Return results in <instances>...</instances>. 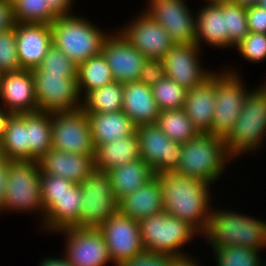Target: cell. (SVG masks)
I'll use <instances>...</instances> for the list:
<instances>
[{
	"instance_id": "38",
	"label": "cell",
	"mask_w": 266,
	"mask_h": 266,
	"mask_svg": "<svg viewBox=\"0 0 266 266\" xmlns=\"http://www.w3.org/2000/svg\"><path fill=\"white\" fill-rule=\"evenodd\" d=\"M225 30L228 31V49H234L249 33L246 8L225 2Z\"/></svg>"
},
{
	"instance_id": "23",
	"label": "cell",
	"mask_w": 266,
	"mask_h": 266,
	"mask_svg": "<svg viewBox=\"0 0 266 266\" xmlns=\"http://www.w3.org/2000/svg\"><path fill=\"white\" fill-rule=\"evenodd\" d=\"M216 104V70L202 85L187 91L183 109L200 133H208Z\"/></svg>"
},
{
	"instance_id": "11",
	"label": "cell",
	"mask_w": 266,
	"mask_h": 266,
	"mask_svg": "<svg viewBox=\"0 0 266 266\" xmlns=\"http://www.w3.org/2000/svg\"><path fill=\"white\" fill-rule=\"evenodd\" d=\"M59 234L64 238L63 253L60 254L70 265L116 266L98 228L71 227L57 231L53 235L55 237Z\"/></svg>"
},
{
	"instance_id": "41",
	"label": "cell",
	"mask_w": 266,
	"mask_h": 266,
	"mask_svg": "<svg viewBox=\"0 0 266 266\" xmlns=\"http://www.w3.org/2000/svg\"><path fill=\"white\" fill-rule=\"evenodd\" d=\"M234 50L247 62L263 63L266 61V34L249 32Z\"/></svg>"
},
{
	"instance_id": "35",
	"label": "cell",
	"mask_w": 266,
	"mask_h": 266,
	"mask_svg": "<svg viewBox=\"0 0 266 266\" xmlns=\"http://www.w3.org/2000/svg\"><path fill=\"white\" fill-rule=\"evenodd\" d=\"M211 257L216 266H263L265 256L255 250L244 246H225L222 248H209ZM263 257V258H262ZM264 260V261H263ZM215 261V262H214Z\"/></svg>"
},
{
	"instance_id": "44",
	"label": "cell",
	"mask_w": 266,
	"mask_h": 266,
	"mask_svg": "<svg viewBox=\"0 0 266 266\" xmlns=\"http://www.w3.org/2000/svg\"><path fill=\"white\" fill-rule=\"evenodd\" d=\"M173 256L144 251L139 256L123 262L120 266H169Z\"/></svg>"
},
{
	"instance_id": "32",
	"label": "cell",
	"mask_w": 266,
	"mask_h": 266,
	"mask_svg": "<svg viewBox=\"0 0 266 266\" xmlns=\"http://www.w3.org/2000/svg\"><path fill=\"white\" fill-rule=\"evenodd\" d=\"M77 81L82 98L89 91L114 82L111 69L102 53L78 65Z\"/></svg>"
},
{
	"instance_id": "8",
	"label": "cell",
	"mask_w": 266,
	"mask_h": 266,
	"mask_svg": "<svg viewBox=\"0 0 266 266\" xmlns=\"http://www.w3.org/2000/svg\"><path fill=\"white\" fill-rule=\"evenodd\" d=\"M243 75L233 64L216 69V104L210 135L225 139L239 119L244 100L252 88Z\"/></svg>"
},
{
	"instance_id": "16",
	"label": "cell",
	"mask_w": 266,
	"mask_h": 266,
	"mask_svg": "<svg viewBox=\"0 0 266 266\" xmlns=\"http://www.w3.org/2000/svg\"><path fill=\"white\" fill-rule=\"evenodd\" d=\"M140 156L154 173L175 172L182 157V143L172 141L155 123L136 128Z\"/></svg>"
},
{
	"instance_id": "45",
	"label": "cell",
	"mask_w": 266,
	"mask_h": 266,
	"mask_svg": "<svg viewBox=\"0 0 266 266\" xmlns=\"http://www.w3.org/2000/svg\"><path fill=\"white\" fill-rule=\"evenodd\" d=\"M249 32L266 34V9L259 5L246 8Z\"/></svg>"
},
{
	"instance_id": "36",
	"label": "cell",
	"mask_w": 266,
	"mask_h": 266,
	"mask_svg": "<svg viewBox=\"0 0 266 266\" xmlns=\"http://www.w3.org/2000/svg\"><path fill=\"white\" fill-rule=\"evenodd\" d=\"M16 23H43L50 25L57 15L46 0H12Z\"/></svg>"
},
{
	"instance_id": "14",
	"label": "cell",
	"mask_w": 266,
	"mask_h": 266,
	"mask_svg": "<svg viewBox=\"0 0 266 266\" xmlns=\"http://www.w3.org/2000/svg\"><path fill=\"white\" fill-rule=\"evenodd\" d=\"M142 7L161 25L174 44L195 43V10L189 0H145Z\"/></svg>"
},
{
	"instance_id": "27",
	"label": "cell",
	"mask_w": 266,
	"mask_h": 266,
	"mask_svg": "<svg viewBox=\"0 0 266 266\" xmlns=\"http://www.w3.org/2000/svg\"><path fill=\"white\" fill-rule=\"evenodd\" d=\"M94 146L109 144L136 133L134 122L122 110L108 113H87Z\"/></svg>"
},
{
	"instance_id": "7",
	"label": "cell",
	"mask_w": 266,
	"mask_h": 266,
	"mask_svg": "<svg viewBox=\"0 0 266 266\" xmlns=\"http://www.w3.org/2000/svg\"><path fill=\"white\" fill-rule=\"evenodd\" d=\"M40 177L38 161L11 160L3 203L4 215L28 213L29 216H37L40 219L38 228L39 224L41 226L45 210L41 200Z\"/></svg>"
},
{
	"instance_id": "31",
	"label": "cell",
	"mask_w": 266,
	"mask_h": 266,
	"mask_svg": "<svg viewBox=\"0 0 266 266\" xmlns=\"http://www.w3.org/2000/svg\"><path fill=\"white\" fill-rule=\"evenodd\" d=\"M0 156L12 161L28 160L26 113L11 114L0 143Z\"/></svg>"
},
{
	"instance_id": "24",
	"label": "cell",
	"mask_w": 266,
	"mask_h": 266,
	"mask_svg": "<svg viewBox=\"0 0 266 266\" xmlns=\"http://www.w3.org/2000/svg\"><path fill=\"white\" fill-rule=\"evenodd\" d=\"M82 203V191L80 185L76 184L45 212L43 222L38 230L49 236L62 229L80 227Z\"/></svg>"
},
{
	"instance_id": "12",
	"label": "cell",
	"mask_w": 266,
	"mask_h": 266,
	"mask_svg": "<svg viewBox=\"0 0 266 266\" xmlns=\"http://www.w3.org/2000/svg\"><path fill=\"white\" fill-rule=\"evenodd\" d=\"M137 12L115 29L142 55L161 60L174 43L149 13L143 8Z\"/></svg>"
},
{
	"instance_id": "48",
	"label": "cell",
	"mask_w": 266,
	"mask_h": 266,
	"mask_svg": "<svg viewBox=\"0 0 266 266\" xmlns=\"http://www.w3.org/2000/svg\"><path fill=\"white\" fill-rule=\"evenodd\" d=\"M11 160L0 156V216L3 217V203L5 200V189L7 185L8 170Z\"/></svg>"
},
{
	"instance_id": "42",
	"label": "cell",
	"mask_w": 266,
	"mask_h": 266,
	"mask_svg": "<svg viewBox=\"0 0 266 266\" xmlns=\"http://www.w3.org/2000/svg\"><path fill=\"white\" fill-rule=\"evenodd\" d=\"M22 70L18 59L15 28L0 32V72Z\"/></svg>"
},
{
	"instance_id": "9",
	"label": "cell",
	"mask_w": 266,
	"mask_h": 266,
	"mask_svg": "<svg viewBox=\"0 0 266 266\" xmlns=\"http://www.w3.org/2000/svg\"><path fill=\"white\" fill-rule=\"evenodd\" d=\"M38 111L71 112L82 108L77 74H55L32 71Z\"/></svg>"
},
{
	"instance_id": "30",
	"label": "cell",
	"mask_w": 266,
	"mask_h": 266,
	"mask_svg": "<svg viewBox=\"0 0 266 266\" xmlns=\"http://www.w3.org/2000/svg\"><path fill=\"white\" fill-rule=\"evenodd\" d=\"M52 113L36 111L26 113L28 127V160L38 161L52 149Z\"/></svg>"
},
{
	"instance_id": "28",
	"label": "cell",
	"mask_w": 266,
	"mask_h": 266,
	"mask_svg": "<svg viewBox=\"0 0 266 266\" xmlns=\"http://www.w3.org/2000/svg\"><path fill=\"white\" fill-rule=\"evenodd\" d=\"M107 173L117 201L132 194L156 176L153 168L141 158L112 168Z\"/></svg>"
},
{
	"instance_id": "47",
	"label": "cell",
	"mask_w": 266,
	"mask_h": 266,
	"mask_svg": "<svg viewBox=\"0 0 266 266\" xmlns=\"http://www.w3.org/2000/svg\"><path fill=\"white\" fill-rule=\"evenodd\" d=\"M75 1L76 0H47V3L50 9L57 16H63L78 13L75 9L78 3H76Z\"/></svg>"
},
{
	"instance_id": "15",
	"label": "cell",
	"mask_w": 266,
	"mask_h": 266,
	"mask_svg": "<svg viewBox=\"0 0 266 266\" xmlns=\"http://www.w3.org/2000/svg\"><path fill=\"white\" fill-rule=\"evenodd\" d=\"M52 148L69 153L94 154L87 113L81 108L52 114Z\"/></svg>"
},
{
	"instance_id": "52",
	"label": "cell",
	"mask_w": 266,
	"mask_h": 266,
	"mask_svg": "<svg viewBox=\"0 0 266 266\" xmlns=\"http://www.w3.org/2000/svg\"><path fill=\"white\" fill-rule=\"evenodd\" d=\"M232 2L244 8H249V7H253L254 5H258L259 0H232Z\"/></svg>"
},
{
	"instance_id": "43",
	"label": "cell",
	"mask_w": 266,
	"mask_h": 266,
	"mask_svg": "<svg viewBox=\"0 0 266 266\" xmlns=\"http://www.w3.org/2000/svg\"><path fill=\"white\" fill-rule=\"evenodd\" d=\"M165 76V71L161 60L148 59L139 76V82L153 86Z\"/></svg>"
},
{
	"instance_id": "21",
	"label": "cell",
	"mask_w": 266,
	"mask_h": 266,
	"mask_svg": "<svg viewBox=\"0 0 266 266\" xmlns=\"http://www.w3.org/2000/svg\"><path fill=\"white\" fill-rule=\"evenodd\" d=\"M196 10L195 43L200 49L228 50V31L225 30V2H202Z\"/></svg>"
},
{
	"instance_id": "25",
	"label": "cell",
	"mask_w": 266,
	"mask_h": 266,
	"mask_svg": "<svg viewBox=\"0 0 266 266\" xmlns=\"http://www.w3.org/2000/svg\"><path fill=\"white\" fill-rule=\"evenodd\" d=\"M122 111L136 127L156 123L160 110L151 86L139 81L124 83Z\"/></svg>"
},
{
	"instance_id": "54",
	"label": "cell",
	"mask_w": 266,
	"mask_h": 266,
	"mask_svg": "<svg viewBox=\"0 0 266 266\" xmlns=\"http://www.w3.org/2000/svg\"><path fill=\"white\" fill-rule=\"evenodd\" d=\"M258 5L264 9H266V0H259Z\"/></svg>"
},
{
	"instance_id": "53",
	"label": "cell",
	"mask_w": 266,
	"mask_h": 266,
	"mask_svg": "<svg viewBox=\"0 0 266 266\" xmlns=\"http://www.w3.org/2000/svg\"><path fill=\"white\" fill-rule=\"evenodd\" d=\"M206 3H222V2H232V0H202Z\"/></svg>"
},
{
	"instance_id": "37",
	"label": "cell",
	"mask_w": 266,
	"mask_h": 266,
	"mask_svg": "<svg viewBox=\"0 0 266 266\" xmlns=\"http://www.w3.org/2000/svg\"><path fill=\"white\" fill-rule=\"evenodd\" d=\"M153 97L158 109H182L187 91L173 79L164 76L152 87Z\"/></svg>"
},
{
	"instance_id": "1",
	"label": "cell",
	"mask_w": 266,
	"mask_h": 266,
	"mask_svg": "<svg viewBox=\"0 0 266 266\" xmlns=\"http://www.w3.org/2000/svg\"><path fill=\"white\" fill-rule=\"evenodd\" d=\"M157 176L162 187L164 211L186 221L203 235L208 228L214 202H217L214 186L177 172Z\"/></svg>"
},
{
	"instance_id": "26",
	"label": "cell",
	"mask_w": 266,
	"mask_h": 266,
	"mask_svg": "<svg viewBox=\"0 0 266 266\" xmlns=\"http://www.w3.org/2000/svg\"><path fill=\"white\" fill-rule=\"evenodd\" d=\"M163 210L162 187L157 175L118 201V212L138 222Z\"/></svg>"
},
{
	"instance_id": "3",
	"label": "cell",
	"mask_w": 266,
	"mask_h": 266,
	"mask_svg": "<svg viewBox=\"0 0 266 266\" xmlns=\"http://www.w3.org/2000/svg\"><path fill=\"white\" fill-rule=\"evenodd\" d=\"M259 84L247 94L239 119L224 139L226 152L235 163L256 156L266 146V80Z\"/></svg>"
},
{
	"instance_id": "4",
	"label": "cell",
	"mask_w": 266,
	"mask_h": 266,
	"mask_svg": "<svg viewBox=\"0 0 266 266\" xmlns=\"http://www.w3.org/2000/svg\"><path fill=\"white\" fill-rule=\"evenodd\" d=\"M87 16L82 13L57 16L50 24L52 44L77 65L100 54L104 39L113 30L99 26Z\"/></svg>"
},
{
	"instance_id": "22",
	"label": "cell",
	"mask_w": 266,
	"mask_h": 266,
	"mask_svg": "<svg viewBox=\"0 0 266 266\" xmlns=\"http://www.w3.org/2000/svg\"><path fill=\"white\" fill-rule=\"evenodd\" d=\"M43 174L60 176L80 184L95 169L94 154L69 153L50 149L39 160Z\"/></svg>"
},
{
	"instance_id": "10",
	"label": "cell",
	"mask_w": 266,
	"mask_h": 266,
	"mask_svg": "<svg viewBox=\"0 0 266 266\" xmlns=\"http://www.w3.org/2000/svg\"><path fill=\"white\" fill-rule=\"evenodd\" d=\"M79 185L83 198L80 227L99 228L118 212V201L106 171L94 169Z\"/></svg>"
},
{
	"instance_id": "5",
	"label": "cell",
	"mask_w": 266,
	"mask_h": 266,
	"mask_svg": "<svg viewBox=\"0 0 266 266\" xmlns=\"http://www.w3.org/2000/svg\"><path fill=\"white\" fill-rule=\"evenodd\" d=\"M233 162L226 152L224 139L199 132L192 140L183 143L181 161L175 172L215 187Z\"/></svg>"
},
{
	"instance_id": "29",
	"label": "cell",
	"mask_w": 266,
	"mask_h": 266,
	"mask_svg": "<svg viewBox=\"0 0 266 266\" xmlns=\"http://www.w3.org/2000/svg\"><path fill=\"white\" fill-rule=\"evenodd\" d=\"M141 158L137 133L120 138L109 144L95 146V169L109 171L112 168Z\"/></svg>"
},
{
	"instance_id": "51",
	"label": "cell",
	"mask_w": 266,
	"mask_h": 266,
	"mask_svg": "<svg viewBox=\"0 0 266 266\" xmlns=\"http://www.w3.org/2000/svg\"><path fill=\"white\" fill-rule=\"evenodd\" d=\"M11 116V113L8 112L1 104H0V143L2 142L4 132L6 129L7 120Z\"/></svg>"
},
{
	"instance_id": "18",
	"label": "cell",
	"mask_w": 266,
	"mask_h": 266,
	"mask_svg": "<svg viewBox=\"0 0 266 266\" xmlns=\"http://www.w3.org/2000/svg\"><path fill=\"white\" fill-rule=\"evenodd\" d=\"M101 53L111 69L114 81L123 84L138 81L148 60L115 28L104 39Z\"/></svg>"
},
{
	"instance_id": "33",
	"label": "cell",
	"mask_w": 266,
	"mask_h": 266,
	"mask_svg": "<svg viewBox=\"0 0 266 266\" xmlns=\"http://www.w3.org/2000/svg\"><path fill=\"white\" fill-rule=\"evenodd\" d=\"M124 84L112 82L89 91L82 98L86 113H110L122 110Z\"/></svg>"
},
{
	"instance_id": "50",
	"label": "cell",
	"mask_w": 266,
	"mask_h": 266,
	"mask_svg": "<svg viewBox=\"0 0 266 266\" xmlns=\"http://www.w3.org/2000/svg\"><path fill=\"white\" fill-rule=\"evenodd\" d=\"M38 266H72L70 265L64 256L58 253V255H55L54 257L51 255H47V257H41L40 261L38 260Z\"/></svg>"
},
{
	"instance_id": "6",
	"label": "cell",
	"mask_w": 266,
	"mask_h": 266,
	"mask_svg": "<svg viewBox=\"0 0 266 266\" xmlns=\"http://www.w3.org/2000/svg\"><path fill=\"white\" fill-rule=\"evenodd\" d=\"M145 251L171 256L192 254L185 249L198 242L202 235L189 223L164 210L139 222ZM199 237V238H198ZM193 241V242H192ZM192 242V243H191Z\"/></svg>"
},
{
	"instance_id": "39",
	"label": "cell",
	"mask_w": 266,
	"mask_h": 266,
	"mask_svg": "<svg viewBox=\"0 0 266 266\" xmlns=\"http://www.w3.org/2000/svg\"><path fill=\"white\" fill-rule=\"evenodd\" d=\"M75 185L76 183L60 176L41 173L40 192L45 212Z\"/></svg>"
},
{
	"instance_id": "20",
	"label": "cell",
	"mask_w": 266,
	"mask_h": 266,
	"mask_svg": "<svg viewBox=\"0 0 266 266\" xmlns=\"http://www.w3.org/2000/svg\"><path fill=\"white\" fill-rule=\"evenodd\" d=\"M15 33L21 68H37L52 45L51 26L43 23H16Z\"/></svg>"
},
{
	"instance_id": "13",
	"label": "cell",
	"mask_w": 266,
	"mask_h": 266,
	"mask_svg": "<svg viewBox=\"0 0 266 266\" xmlns=\"http://www.w3.org/2000/svg\"><path fill=\"white\" fill-rule=\"evenodd\" d=\"M203 53L196 43L174 44L161 59L165 76L186 90L202 85L215 71L205 66Z\"/></svg>"
},
{
	"instance_id": "40",
	"label": "cell",
	"mask_w": 266,
	"mask_h": 266,
	"mask_svg": "<svg viewBox=\"0 0 266 266\" xmlns=\"http://www.w3.org/2000/svg\"><path fill=\"white\" fill-rule=\"evenodd\" d=\"M78 65L52 44L41 61V64L31 71H48L55 74H77Z\"/></svg>"
},
{
	"instance_id": "2",
	"label": "cell",
	"mask_w": 266,
	"mask_h": 266,
	"mask_svg": "<svg viewBox=\"0 0 266 266\" xmlns=\"http://www.w3.org/2000/svg\"><path fill=\"white\" fill-rule=\"evenodd\" d=\"M216 205V206H215ZM232 207V208H231ZM214 204L209 225L200 243L210 248L244 246L258 252L266 249V220L249 212ZM231 208V209H229ZM244 213V214H243Z\"/></svg>"
},
{
	"instance_id": "19",
	"label": "cell",
	"mask_w": 266,
	"mask_h": 266,
	"mask_svg": "<svg viewBox=\"0 0 266 266\" xmlns=\"http://www.w3.org/2000/svg\"><path fill=\"white\" fill-rule=\"evenodd\" d=\"M0 104L11 114L38 111L31 70L22 69L1 75Z\"/></svg>"
},
{
	"instance_id": "49",
	"label": "cell",
	"mask_w": 266,
	"mask_h": 266,
	"mask_svg": "<svg viewBox=\"0 0 266 266\" xmlns=\"http://www.w3.org/2000/svg\"><path fill=\"white\" fill-rule=\"evenodd\" d=\"M193 255L196 256L197 252L196 254H193V251H192V254L183 255V256H174L169 262V266H204L205 265L201 262L202 260L199 259L202 256L194 257Z\"/></svg>"
},
{
	"instance_id": "46",
	"label": "cell",
	"mask_w": 266,
	"mask_h": 266,
	"mask_svg": "<svg viewBox=\"0 0 266 266\" xmlns=\"http://www.w3.org/2000/svg\"><path fill=\"white\" fill-rule=\"evenodd\" d=\"M14 7L12 0H0V32L15 28Z\"/></svg>"
},
{
	"instance_id": "34",
	"label": "cell",
	"mask_w": 266,
	"mask_h": 266,
	"mask_svg": "<svg viewBox=\"0 0 266 266\" xmlns=\"http://www.w3.org/2000/svg\"><path fill=\"white\" fill-rule=\"evenodd\" d=\"M155 124L172 141L182 144L192 140L199 133L183 108L161 110Z\"/></svg>"
},
{
	"instance_id": "17",
	"label": "cell",
	"mask_w": 266,
	"mask_h": 266,
	"mask_svg": "<svg viewBox=\"0 0 266 266\" xmlns=\"http://www.w3.org/2000/svg\"><path fill=\"white\" fill-rule=\"evenodd\" d=\"M98 229L106 241L110 257L116 266H120L123 262L145 251L140 234V224L129 216L116 212Z\"/></svg>"
}]
</instances>
